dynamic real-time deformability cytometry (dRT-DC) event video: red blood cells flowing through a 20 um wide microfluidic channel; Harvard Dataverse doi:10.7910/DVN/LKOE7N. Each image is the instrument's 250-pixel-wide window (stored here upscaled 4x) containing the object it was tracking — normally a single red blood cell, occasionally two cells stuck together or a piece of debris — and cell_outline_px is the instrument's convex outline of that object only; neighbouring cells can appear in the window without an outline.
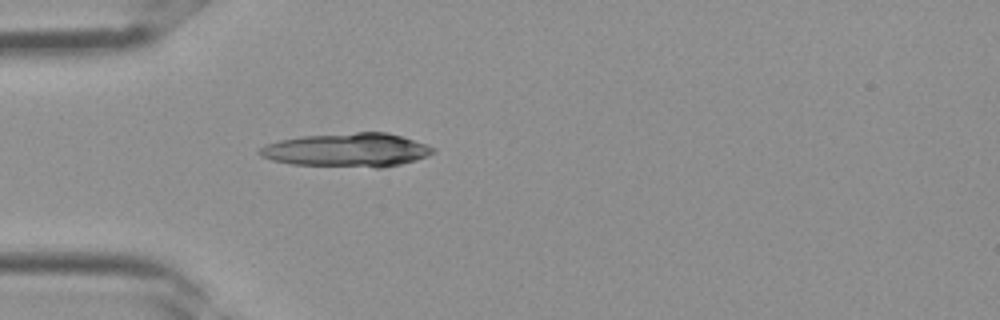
{"species": "Egyptian fruit bat (a non-hibernating species)", "species_latin": "Rousettus aegyptiacus", "temperature_condition": "room temperature", "stored_images_in_passage": 1, "camera_frame_rate_fps": 3000, "um_per_image_px": 0.085, "frame": {"image": 1, "passage_image": 1, "time_ms": 0.0, "image_size_px": [1000, 320], "cell_outline_px": [[436, 152], [428, 156], [416, 160], [384, 168], [376, 168], [292, 164], [272, 160], [260, 156], [256, 152], [264, 144], [280, 140], [300, 136], [356, 132], [388, 132], [436, 148]], "centroid_in_image_um": [29.5, 12.76], "position_along_channel_um": 55.5, "area_um2": 34.33}}